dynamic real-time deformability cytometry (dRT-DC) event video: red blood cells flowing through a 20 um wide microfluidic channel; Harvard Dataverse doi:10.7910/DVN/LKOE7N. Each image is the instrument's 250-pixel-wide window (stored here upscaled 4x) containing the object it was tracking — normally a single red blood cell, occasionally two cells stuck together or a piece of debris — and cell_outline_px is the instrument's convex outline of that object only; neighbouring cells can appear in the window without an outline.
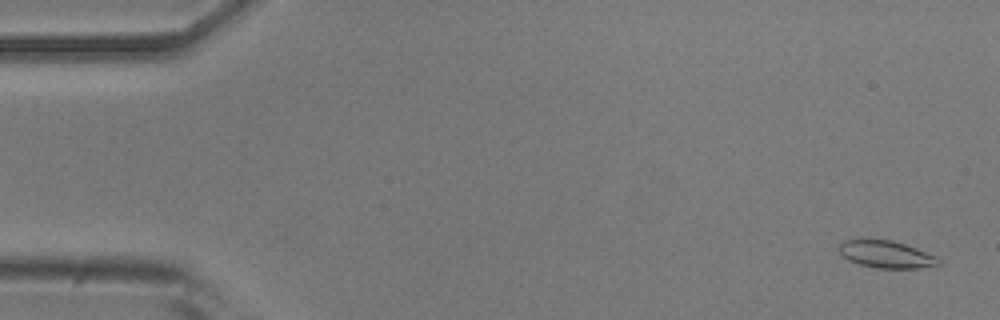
{"species": "common noctule bat (a hibernating species)", "species_latin": "Nyctalus noctula", "temperature_condition": "room temperature", "stored_images_in_passage": 55, "camera_frame_rate_fps": 3000, "um_per_image_px": 0.085, "animal": {"sex": "male", "body_mass_g": 20.5, "forearm_length_mm": 52.5}, "frame": {"image": 1, "passage_image": 2, "time_ms": 0.333, "image_size_px": [1000, 320], "cell_outline_px": [[940, 264], [920, 268], [876, 268], [860, 264], [848, 260], [840, 256], [840, 244], [844, 240], [892, 240], [916, 248], [936, 256], [940, 260]], "centroid_in_image_um": [75.32, 21.63], "position_along_channel_um": 9.7, "area_um2": 15.61}}
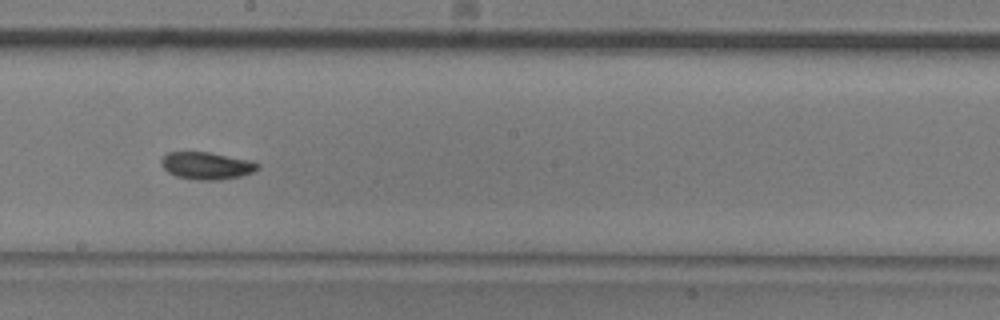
{"frame": {"image": 2, "passage_image": 30, "time_ms": 9.667, "image_size_px": [1000, 320], "cell_outline_px": [[260, 168], [256, 172], [240, 176], [220, 180], [200, 180], [176, 176], [168, 172], [160, 164], [160, 160], [168, 152], [208, 152], [252, 160], [260, 164]], "centroid_in_image_um": [17.61, 14.08], "position_along_channel_um": 230.6, "area_um2": 15.49}}
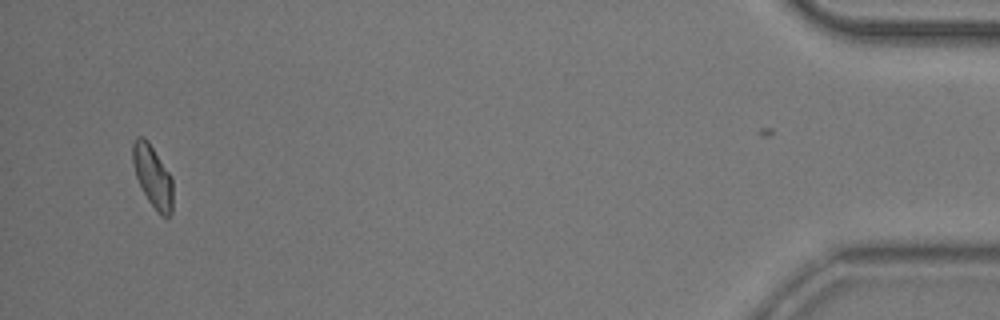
{"frame": {"image": 3, "passage_image": 52, "time_ms": 17.0, "image_size_px": [1000, 320], "cell_outline_px": [[172, 212], [168, 216], [160, 216], [148, 200], [136, 176], [132, 160], [132, 144], [136, 136], [144, 136], [148, 140], [172, 176]], "centroid_in_image_um": [12.98, 14.95], "position_along_channel_um": 422.2, "area_um2": 14.57}}